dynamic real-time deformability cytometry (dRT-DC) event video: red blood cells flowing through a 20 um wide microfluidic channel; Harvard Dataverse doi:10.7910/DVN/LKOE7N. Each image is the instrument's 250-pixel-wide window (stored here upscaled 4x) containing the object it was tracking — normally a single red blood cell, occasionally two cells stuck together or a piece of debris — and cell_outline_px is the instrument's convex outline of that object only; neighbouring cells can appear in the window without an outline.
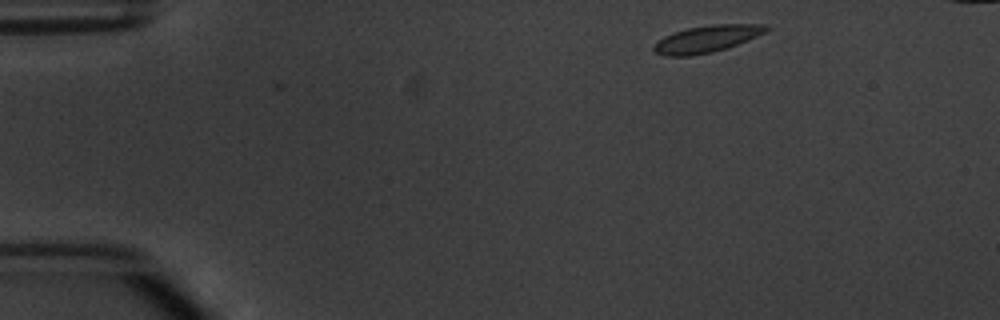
{"species": "common noctule bat (a hibernating species)", "species_latin": "Nyctalus noctula", "temperature_condition": "warm", "stored_images_in_passage": 4, "camera_frame_rate_fps": 3000, "um_per_image_px": 0.085, "animal": {"sex": "male", "body_mass_g": 20.1, "forearm_length_mm": 53.5}, "frame": {"image": 1, "passage_image": 1, "time_ms": 0.0, "image_size_px": [1000, 320], "cell_outline_px": [[772, 28], [748, 40], [712, 52], [688, 56], [664, 56], [656, 52], [652, 48], [652, 44], [656, 40], [672, 32], [688, 28], [712, 24], [764, 24]], "centroid_in_image_um": [60.02, 3.3], "position_along_channel_um": 25.0, "area_um2": 17.63}}